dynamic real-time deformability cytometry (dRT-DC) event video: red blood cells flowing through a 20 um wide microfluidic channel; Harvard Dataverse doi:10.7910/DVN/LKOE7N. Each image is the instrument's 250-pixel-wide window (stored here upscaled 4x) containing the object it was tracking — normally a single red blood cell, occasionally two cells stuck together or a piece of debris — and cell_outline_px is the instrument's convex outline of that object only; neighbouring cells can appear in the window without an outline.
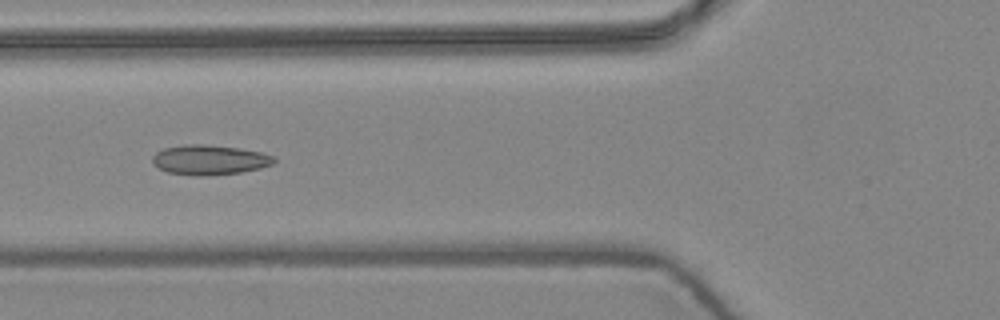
{"species": "common noctule bat (a hibernating species)", "species_latin": "Nyctalus noctula", "temperature_condition": "warm", "stored_images_in_passage": 7, "camera_frame_rate_fps": 3000, "um_per_image_px": 0.085, "animal": {"sex": "female", "body_mass_g": 24.6, "forearm_length_mm": 56.2}, "frame": {"image": 1, "passage_image": 6, "time_ms": 1.667, "image_size_px": [1000, 320], "cell_outline_px": [[276, 160], [272, 164], [260, 168], [240, 172], [208, 176], [196, 176], [168, 172], [152, 164], [152, 156], [156, 152], [164, 148], [184, 144], [204, 144], [240, 148], [260, 152], [276, 156]], "centroid_in_image_um": [17.8, 13.58], "position_along_channel_um": 108.0, "area_um2": 21.27}}
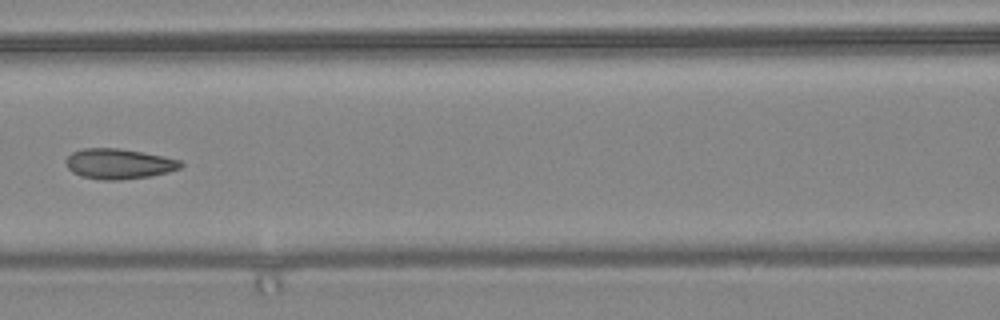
{"frame": {"image": 2, "passage_image": 7, "time_ms": 2.0, "image_size_px": [1000, 320], "cell_outline_px": [[184, 164], [180, 168], [168, 172], [152, 176], [120, 180], [100, 180], [80, 176], [72, 172], [64, 164], [64, 160], [72, 152], [84, 148], [116, 148], [164, 156], [180, 160]], "centroid_in_image_um": [10.07, 13.93], "position_along_channel_um": 156.5, "area_um2": 20.4}}